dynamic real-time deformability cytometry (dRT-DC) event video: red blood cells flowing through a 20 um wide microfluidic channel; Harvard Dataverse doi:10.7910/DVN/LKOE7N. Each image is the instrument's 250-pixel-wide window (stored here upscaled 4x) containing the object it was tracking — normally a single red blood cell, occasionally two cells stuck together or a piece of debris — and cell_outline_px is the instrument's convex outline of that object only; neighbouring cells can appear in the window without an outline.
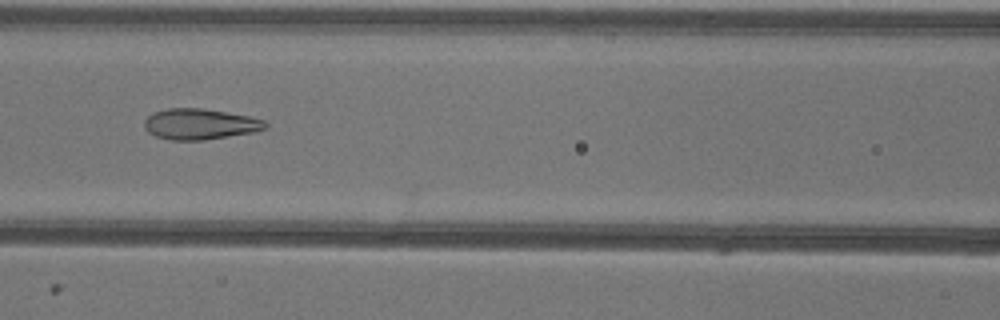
{"species": "common noctule bat (a hibernating species)", "species_latin": "Nyctalus noctula", "temperature_condition": "warm", "stored_images_in_passage": 37, "camera_frame_rate_fps": 3000, "um_per_image_px": 0.085, "animal": {"sex": "female"}, "frame": {"image": 1, "passage_image": 8, "time_ms": 2.333, "image_size_px": [1000, 320], "cell_outline_px": [[268, 124], [264, 128], [252, 132], [204, 140], [172, 140], [156, 136], [148, 132], [144, 128], [144, 120], [152, 112], [168, 108], [200, 108], [248, 116], [264, 120]], "centroid_in_image_um": [16.94, 10.54], "position_along_channel_um": 149.7, "area_um2": 21.5}}
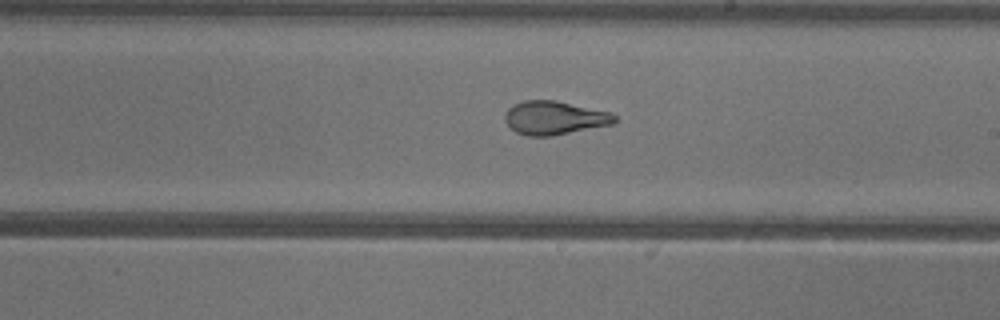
{"frame": {"image": 2, "passage_image": 15, "time_ms": 4.667, "image_size_px": [1000, 320], "cell_outline_px": [[616, 124], [552, 136], [528, 136], [516, 132], [504, 120], [504, 112], [512, 104], [524, 100], [556, 100], [612, 112], [616, 116]], "centroid_in_image_um": [47.15, 10.01], "position_along_channel_um": 241.9, "area_um2": 21.85}}
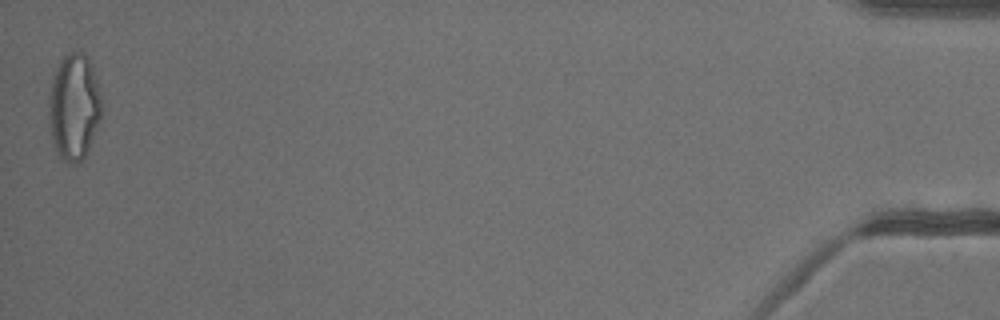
{"frame": {"image": 3, "passage_image": 37, "time_ms": 12.0, "image_size_px": [1000, 320], "cell_outline_px": [[104, 108], [100, 120], [88, 148], [84, 156], [76, 164], [72, 164], [60, 160], [52, 144], [48, 124], [48, 112], [52, 76], [56, 64], [68, 52], [80, 52], [88, 56], [100, 92]], "centroid_in_image_um": [6.27, 9.1], "position_along_channel_um": 428.9, "area_um2": 33.29}, "authors_computed_cell_mechanics": {"area_um2": 22.253, "velocity_mm_per_s": 3.9607, "shape_relaxation_time_tau1_ms": null, "shape_relaxation_time_tau2_ms": 1.172, "deformation_change_tau1": null, "deformation_change_tau2": 0.0732}}